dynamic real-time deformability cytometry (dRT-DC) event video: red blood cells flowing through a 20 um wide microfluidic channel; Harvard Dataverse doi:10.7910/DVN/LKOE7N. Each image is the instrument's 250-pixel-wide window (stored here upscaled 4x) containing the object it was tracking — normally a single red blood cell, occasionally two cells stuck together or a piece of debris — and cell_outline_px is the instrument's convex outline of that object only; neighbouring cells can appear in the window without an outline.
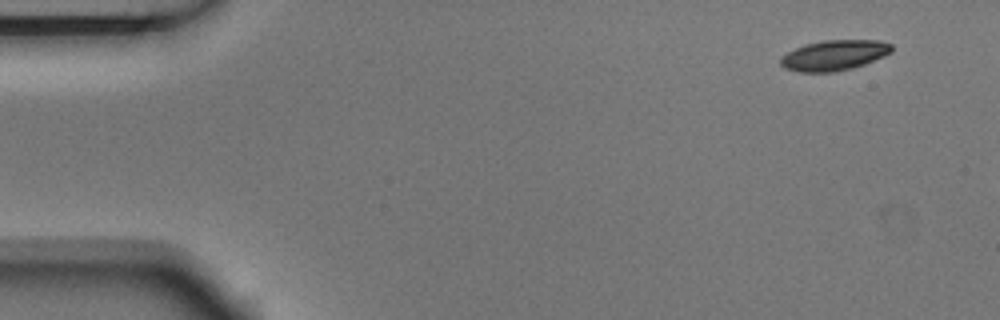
{"species": "Egyptian fruit bat (a non-hibernating species)", "species_latin": "Rousettus aegyptiacus", "temperature_condition": "room temperature", "stored_images_in_passage": 3, "camera_frame_rate_fps": 3000, "um_per_image_px": 0.085, "animal": {"sex": "male"}, "frame": {"image": 1, "passage_image": 1, "time_ms": 0.0, "image_size_px": [1000, 320], "cell_outline_px": [[892, 52], [884, 56], [864, 64], [852, 68], [836, 72], [800, 72], [784, 68], [780, 64], [780, 56], [804, 44], [824, 40], [880, 40], [892, 44]], "centroid_in_image_um": [70.9, 4.7], "position_along_channel_um": 14.1, "area_um2": 19.77}}